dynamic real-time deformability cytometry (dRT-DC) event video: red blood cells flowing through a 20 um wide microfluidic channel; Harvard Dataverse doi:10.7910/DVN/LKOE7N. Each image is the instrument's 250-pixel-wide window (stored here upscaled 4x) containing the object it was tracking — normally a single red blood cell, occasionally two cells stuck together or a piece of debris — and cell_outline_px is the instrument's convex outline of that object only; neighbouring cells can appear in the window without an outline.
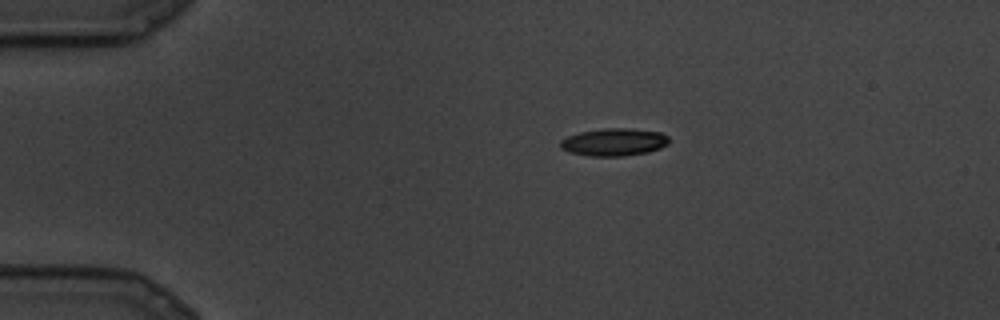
{"species": "common noctule bat (a hibernating species)", "species_latin": "Nyctalus noctula", "temperature_condition": "cold", "stored_images_in_passage": 4, "camera_frame_rate_fps": 3000, "um_per_image_px": 0.085, "animal": {"sex": "male", "body_mass_g": 19.5, "forearm_length_mm": 54.6}, "frame": {"image": 1, "passage_image": 1, "time_ms": 0.0, "image_size_px": [1000, 320], "cell_outline_px": [[668, 144], [660, 148], [648, 152], [624, 156], [592, 156], [572, 152], [560, 148], [560, 140], [568, 136], [580, 132], [604, 128], [628, 128], [660, 132], [668, 136]], "centroid_in_image_um": [52.2, 12.07], "position_along_channel_um": 32.8, "area_um2": 17.34}}